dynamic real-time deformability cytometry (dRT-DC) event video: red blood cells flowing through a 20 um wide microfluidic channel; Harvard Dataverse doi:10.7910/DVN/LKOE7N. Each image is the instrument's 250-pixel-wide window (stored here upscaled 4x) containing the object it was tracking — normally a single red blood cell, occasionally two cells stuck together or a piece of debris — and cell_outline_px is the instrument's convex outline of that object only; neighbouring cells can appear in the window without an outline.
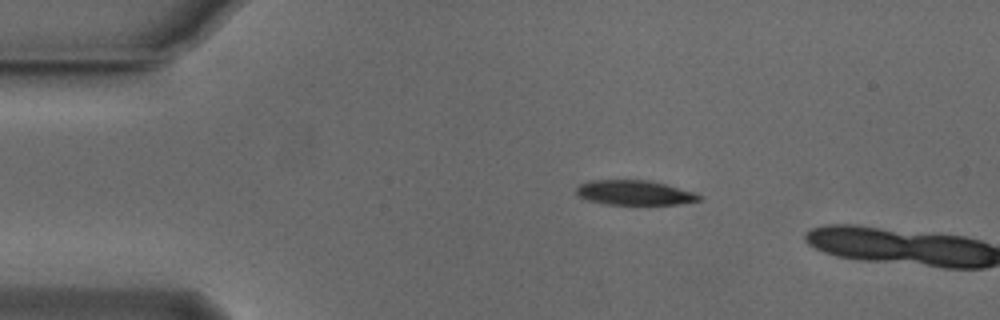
{"species": "Egyptian fruit bat (a non-hibernating species)", "species_latin": "Rousettus aegyptiacus", "temperature_condition": "cold", "stored_images_in_passage": 2, "camera_frame_rate_fps": 3000, "um_per_image_px": 0.085, "animal": {"sex": "male"}, "frame": {"image": 1, "passage_image": 1, "time_ms": 0.0, "image_size_px": [1000, 320], "cell_outline_px": [[704, 196], [700, 200], [680, 204], [604, 204], [588, 200], [576, 196], [576, 188], [580, 184], [592, 180], [648, 180], [696, 192]], "centroid_in_image_um": [53.94, 16.38], "position_along_channel_um": 31.1, "area_um2": 17.74}}